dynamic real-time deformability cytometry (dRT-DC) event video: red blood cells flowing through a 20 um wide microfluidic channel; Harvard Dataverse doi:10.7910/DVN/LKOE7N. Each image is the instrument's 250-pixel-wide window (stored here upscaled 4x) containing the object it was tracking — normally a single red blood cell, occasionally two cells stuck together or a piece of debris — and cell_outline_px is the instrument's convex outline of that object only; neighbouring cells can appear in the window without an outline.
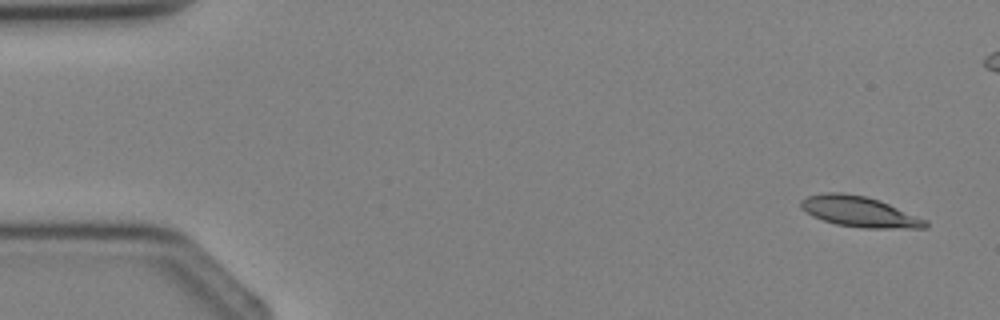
{"species": "Egyptian fruit bat (a non-hibernating species)", "species_latin": "Rousettus aegyptiacus", "temperature_condition": "cold", "stored_images_in_passage": 4, "camera_frame_rate_fps": 3000, "um_per_image_px": 0.085, "animal": {"sex": "female"}, "frame": {"image": 1, "passage_image": 1, "time_ms": 0.0, "image_size_px": [1000, 320], "cell_outline_px": [[928, 228], [864, 228], [836, 224], [812, 216], [800, 208], [800, 200], [808, 196], [824, 192], [844, 192], [864, 196], [880, 200], [928, 220]], "centroid_in_image_um": [73.05, 17.98], "position_along_channel_um": 11.9, "area_um2": 22.31}}